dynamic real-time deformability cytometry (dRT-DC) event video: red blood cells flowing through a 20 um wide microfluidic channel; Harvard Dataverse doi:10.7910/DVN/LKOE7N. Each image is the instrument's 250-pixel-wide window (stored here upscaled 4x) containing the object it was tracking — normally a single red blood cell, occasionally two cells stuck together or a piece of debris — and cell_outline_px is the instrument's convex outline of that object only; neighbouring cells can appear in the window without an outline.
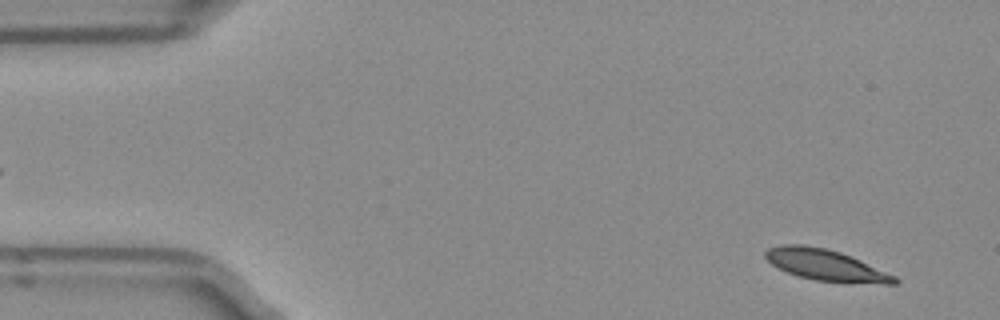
{"species": "Egyptian fruit bat (a non-hibernating species)", "species_latin": "Rousettus aegyptiacus", "temperature_condition": "room temperature", "stored_images_in_passage": 50, "camera_frame_rate_fps": 3000, "um_per_image_px": 0.085, "frame": {"image": 1, "passage_image": 3, "time_ms": 0.667, "image_size_px": [1000, 320], "cell_outline_px": [[900, 280], [896, 284], [884, 284], [816, 280], [800, 276], [788, 272], [772, 264], [764, 256], [764, 252], [768, 248], [780, 244], [804, 244], [824, 248], [840, 252], [852, 256], [896, 276]], "centroid_in_image_um": [70.2, 22.51], "position_along_channel_um": 14.8, "area_um2": 23.29}}
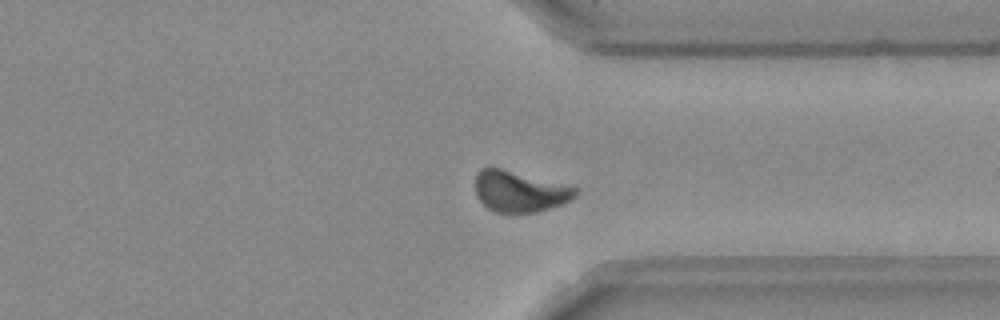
{"frame": {"image": 2, "passage_image": 38, "time_ms": 12.333, "image_size_px": [1000, 320], "cell_outline_px": [[576, 196], [560, 204], [536, 212], [496, 212], [488, 208], [476, 196], [476, 172], [480, 168], [500, 168], [576, 188]], "centroid_in_image_um": [44.1, 16.27], "position_along_channel_um": 367.3, "area_um2": 23.18}}
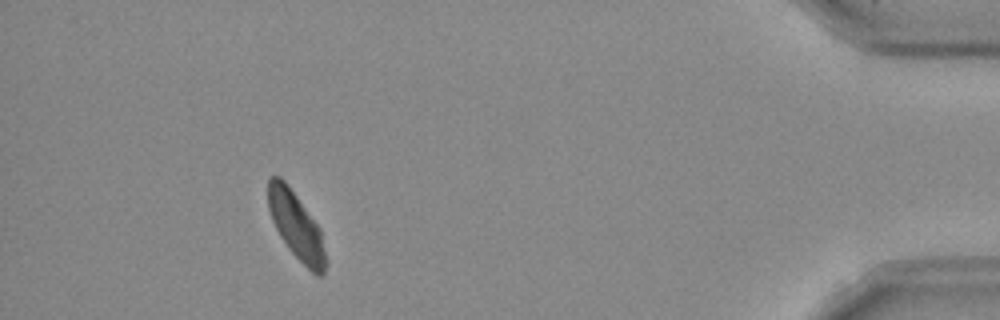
{"frame": {"image": 3, "passage_image": 46, "time_ms": 15.0, "image_size_px": [1000, 320], "cell_outline_px": [[328, 264], [324, 276], [316, 276], [288, 248], [280, 236], [272, 220], [268, 208], [268, 176], [280, 176], [288, 184], [320, 228], [328, 260]], "centroid_in_image_um": [25.21, 19.22], "position_along_channel_um": 410.0, "area_um2": 22.72}, "authors_computed_cell_mechanics": {"area_um2": 23.8425, "velocity_mm_per_s": 3.9146, "shape_relaxation_time_tau1_ms": 2.7257, "shape_relaxation_time_tau2_ms": 4.4909, "deformation_change_tau1": 0.1371, "deformation_change_tau2": 0.098}}